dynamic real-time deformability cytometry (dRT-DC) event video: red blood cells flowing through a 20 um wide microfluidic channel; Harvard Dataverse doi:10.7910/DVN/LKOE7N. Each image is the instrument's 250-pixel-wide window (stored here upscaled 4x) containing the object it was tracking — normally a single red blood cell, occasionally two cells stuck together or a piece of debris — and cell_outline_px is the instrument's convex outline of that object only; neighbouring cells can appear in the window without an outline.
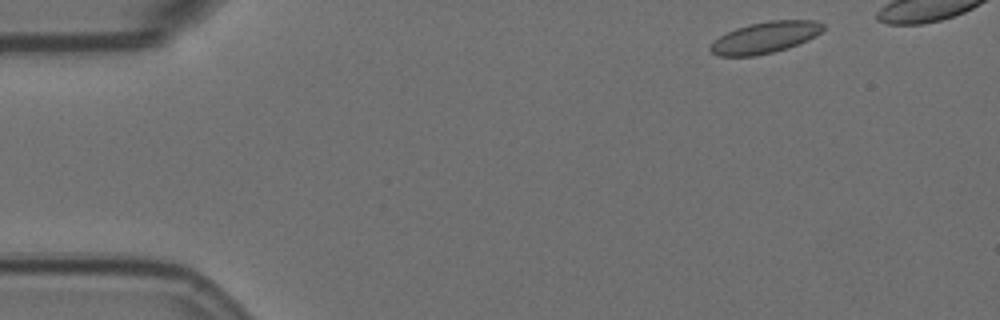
{"species": "Egyptian fruit bat (a non-hibernating species)", "species_latin": "Rousettus aegyptiacus", "temperature_condition": "room temperature", "stored_images_in_passage": 46, "camera_frame_rate_fps": 3000, "um_per_image_px": 0.085, "animal": {"sex": "female"}, "frame": {"image": 1, "passage_image": 2, "time_ms": 0.333, "image_size_px": [1000, 320], "cell_outline_px": [[824, 28], [816, 36], [788, 48], [756, 56], [720, 56], [712, 52], [708, 48], [720, 36], [736, 28], [748, 24], [768, 20], [816, 20], [824, 24]], "centroid_in_image_um": [65.05, 3.18], "position_along_channel_um": 19.9, "area_um2": 20.52}}
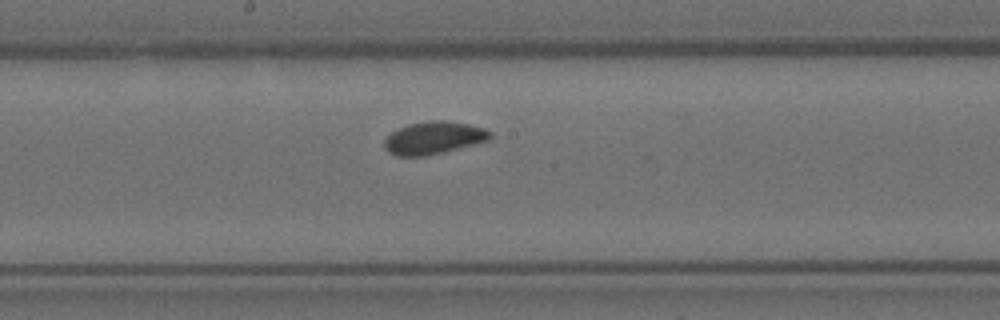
{"frame": {"image": 2, "passage_image": 26, "time_ms": 8.333, "image_size_px": [1000, 320], "cell_outline_px": [[492, 136], [488, 140], [444, 152], [424, 156], [396, 156], [388, 152], [384, 148], [384, 140], [392, 132], [408, 124], [432, 120], [448, 120], [468, 124], [484, 128], [492, 132]], "centroid_in_image_um": [36.86, 11.72], "position_along_channel_um": 211.3, "area_um2": 20.06}}
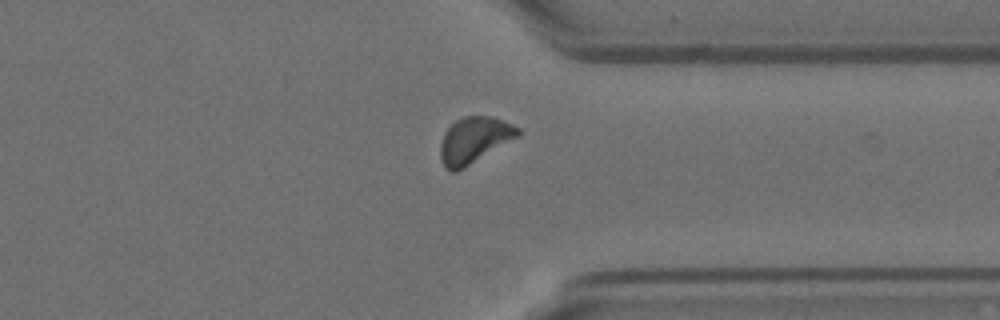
{"frame": {"image": 3, "passage_image": 40, "time_ms": 13.0, "image_size_px": [1000, 320], "cell_outline_px": [[520, 136], [464, 168], [456, 172], [452, 172], [444, 164], [440, 156], [440, 144], [444, 132], [456, 120], [464, 116], [492, 116], [512, 124], [520, 128]], "centroid_in_image_um": [40.33, 11.9], "position_along_channel_um": 371.1, "area_um2": 20.81}}